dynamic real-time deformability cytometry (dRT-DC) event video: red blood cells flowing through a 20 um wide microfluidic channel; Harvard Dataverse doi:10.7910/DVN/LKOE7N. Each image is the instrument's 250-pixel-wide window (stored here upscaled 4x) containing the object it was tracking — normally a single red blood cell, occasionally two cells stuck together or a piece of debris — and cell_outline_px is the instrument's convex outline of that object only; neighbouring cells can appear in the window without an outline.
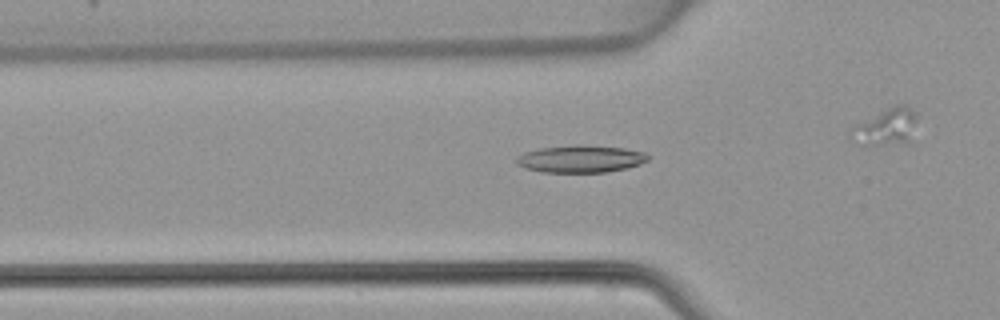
{"species": "common noctule bat (a hibernating species)", "species_latin": "Nyctalus noctula", "temperature_condition": "warm", "stored_images_in_passage": 39, "camera_frame_rate_fps": 3000, "um_per_image_px": 0.085, "animal": {"sex": "female", "body_mass_g": 22.7, "forearm_length_mm": 54.2}, "frame": {"image": 1, "passage_image": 17, "time_ms": 5.333, "image_size_px": [1000, 320], "cell_outline_px": [[648, 160], [640, 164], [628, 168], [604, 172], [544, 172], [524, 168], [516, 164], [516, 156], [524, 152], [540, 148], [576, 144], [580, 144], [624, 148], [644, 152], [648, 156]], "centroid_in_image_um": [49.33, 13.5], "position_along_channel_um": 76.5, "area_um2": 21.04}}
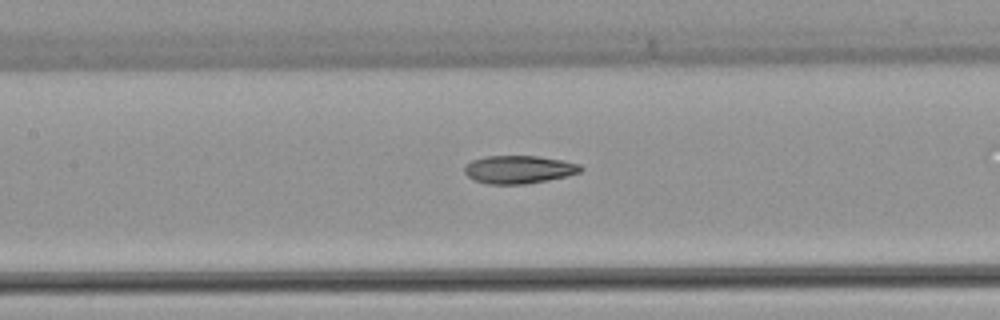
{"frame": {"image": 2, "passage_image": 23, "time_ms": 7.333, "image_size_px": [1000, 320], "cell_outline_px": [[584, 168], [580, 172], [568, 176], [548, 180], [524, 184], [488, 184], [476, 180], [468, 176], [464, 172], [464, 168], [472, 160], [484, 156], [536, 156], [560, 160], [580, 164]], "centroid_in_image_um": [44.12, 14.41], "position_along_channel_um": 163.3, "area_um2": 18.84}}
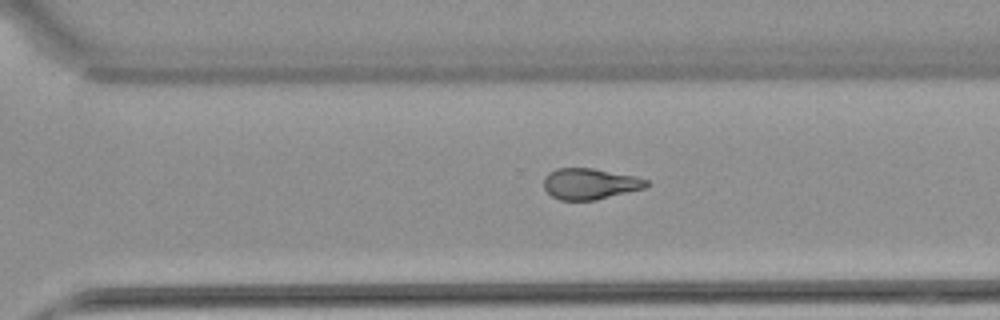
{"frame": {"image": 3, "passage_image": 34, "time_ms": 11.0, "image_size_px": [1000, 320], "cell_outline_px": [[652, 184], [644, 188], [596, 200], [560, 200], [552, 196], [544, 188], [544, 176], [548, 172], [556, 168], [592, 168], [636, 176], [648, 180]], "centroid_in_image_um": [50.15, 15.62], "position_along_channel_um": 320.4, "area_um2": 18.67}}